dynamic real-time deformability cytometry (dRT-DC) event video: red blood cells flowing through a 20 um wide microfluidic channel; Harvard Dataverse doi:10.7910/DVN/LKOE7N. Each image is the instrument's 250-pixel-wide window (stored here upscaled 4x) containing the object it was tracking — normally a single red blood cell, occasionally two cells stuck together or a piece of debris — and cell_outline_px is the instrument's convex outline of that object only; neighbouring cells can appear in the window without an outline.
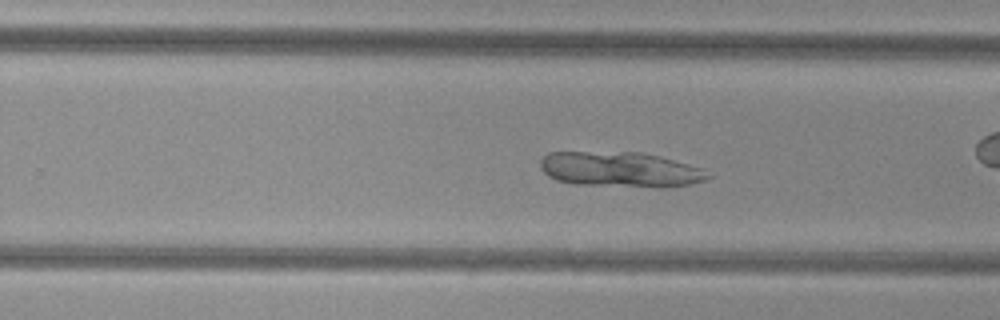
{"species": "common noctule bat (a hibernating species)", "species_latin": "Nyctalus noctula", "temperature_condition": "cold", "stored_images_in_passage": 25, "camera_frame_rate_fps": 3000, "um_per_image_px": 0.085, "animal": {"sex": "female", "body_mass_g": 29.2, "forearm_length_mm": 56.3}, "frame": {"image": 1, "passage_image": 22, "time_ms": 7.0, "image_size_px": [1000, 320], "cell_outline_px": [[712, 176], [704, 180], [688, 184], [660, 188], [656, 188], [576, 184], [556, 180], [548, 176], [540, 168], [540, 160], [548, 152], [640, 152], [660, 156], [704, 168]], "centroid_in_image_um": [52.73, 14.41], "position_along_channel_um": 277.1, "area_um2": 34.68}}